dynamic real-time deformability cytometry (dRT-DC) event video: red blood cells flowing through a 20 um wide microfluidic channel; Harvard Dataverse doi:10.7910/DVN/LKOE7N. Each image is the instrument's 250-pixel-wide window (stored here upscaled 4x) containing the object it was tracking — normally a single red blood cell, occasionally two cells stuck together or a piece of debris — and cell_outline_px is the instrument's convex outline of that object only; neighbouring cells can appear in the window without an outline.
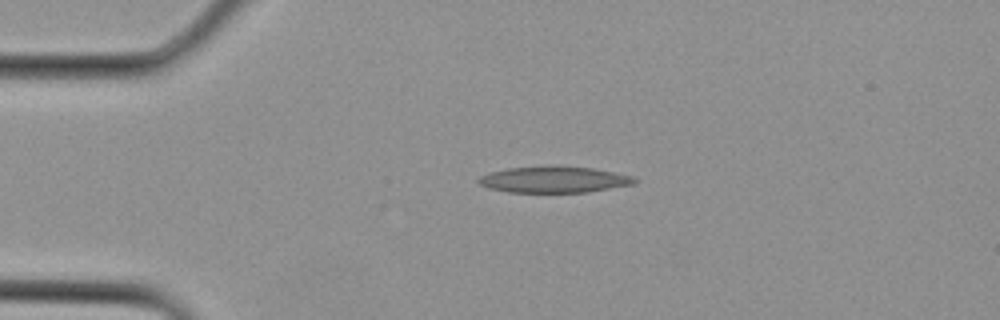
{"species": "Egyptian fruit bat (a non-hibernating species)", "species_latin": "Rousettus aegyptiacus", "temperature_condition": "cold", "stored_images_in_passage": 11, "camera_frame_rate_fps": 3000, "um_per_image_px": 0.085, "animal": {"sex": "female"}, "frame": {"image": 1, "passage_image": 1, "time_ms": 0.0, "image_size_px": [1000, 320], "cell_outline_px": [[636, 184], [588, 192], [508, 192], [488, 188], [480, 184], [476, 180], [480, 176], [492, 172], [508, 168], [548, 164], [552, 164], [592, 168], [632, 176], [636, 180]], "centroid_in_image_um": [47.07, 15.24], "position_along_channel_um": 37.9, "area_um2": 24.22}}
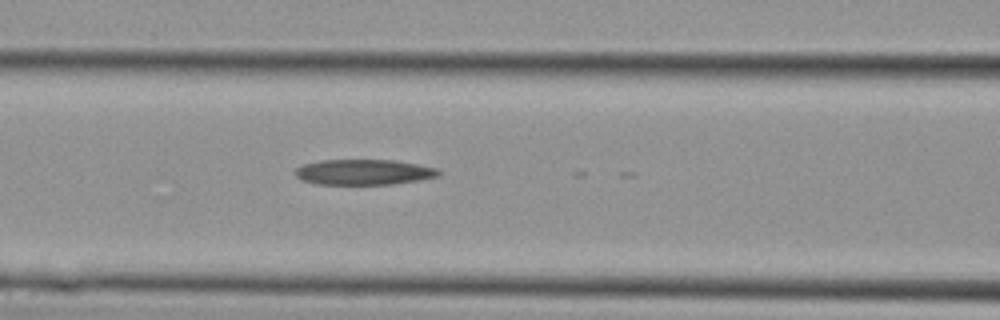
{"frame": {"image": 2, "passage_image": 7, "time_ms": 2.0, "image_size_px": [1000, 320], "cell_outline_px": [[440, 176], [420, 180], [392, 184], [316, 184], [300, 180], [296, 176], [296, 168], [304, 164], [320, 160], [396, 160], [436, 168], [440, 172]], "centroid_in_image_um": [30.91, 14.63], "position_along_channel_um": 135.7, "area_um2": 21.27}}
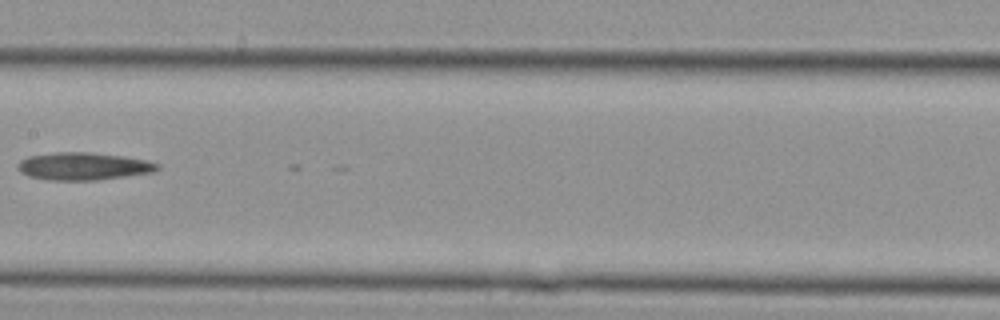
{"frame": {"image": 3, "passage_image": 10, "time_ms": 3.0, "image_size_px": [1000, 320], "cell_outline_px": [[160, 168], [152, 172], [96, 180], [44, 180], [28, 176], [20, 172], [16, 168], [16, 164], [20, 160], [28, 156], [56, 152], [88, 152], [124, 156], [148, 160], [160, 164]], "centroid_in_image_um": [7.04, 14.13], "position_along_channel_um": 200.4, "area_um2": 22.6}}